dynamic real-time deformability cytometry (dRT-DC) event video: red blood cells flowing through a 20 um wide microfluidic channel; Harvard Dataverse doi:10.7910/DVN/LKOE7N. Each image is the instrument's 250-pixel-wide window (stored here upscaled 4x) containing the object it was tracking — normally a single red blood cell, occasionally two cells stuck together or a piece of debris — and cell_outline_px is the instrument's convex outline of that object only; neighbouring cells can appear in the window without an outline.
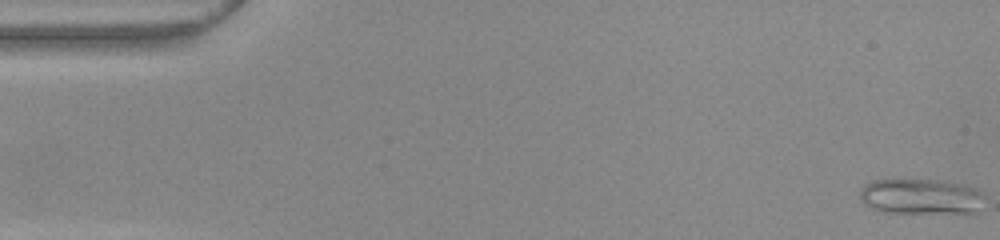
{"species": "common noctule bat (a hibernating species)", "species_latin": "Nyctalus noctula", "temperature_condition": "warm", "stored_images_in_passage": 52, "camera_frame_rate_fps": 3000, "um_per_image_px": 0.085, "animal": {"sex": "female", "body_mass_g": 22.0, "forearm_length_mm": 56.7}, "frame": {"image": 1, "passage_image": 1, "time_ms": 0.0, "image_size_px": [1000, 240], "cell_outline_px": [[984, 196], [976, 212], [884, 212], [872, 208], [864, 204], [860, 200], [860, 188], [864, 184], [872, 180], [940, 180], [960, 184], [976, 188], [984, 192]], "centroid_in_image_um": [78.23, 16.69], "position_along_channel_um": 6.8, "area_um2": 25.55}}
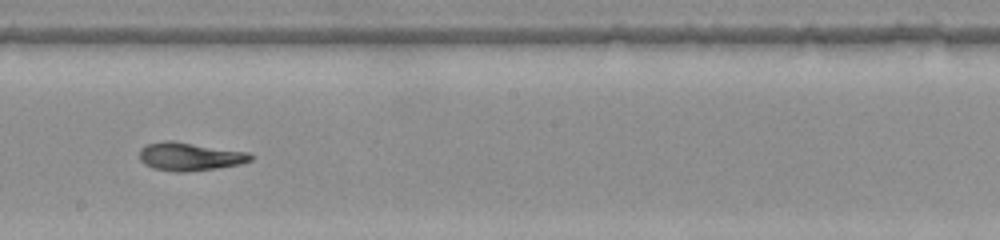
{"frame": {"image": 2, "passage_image": 29, "time_ms": 9.333, "image_size_px": [1000, 240], "cell_outline_px": [[252, 160], [240, 164], [216, 168], [184, 172], [176, 172], [152, 168], [144, 164], [140, 160], [140, 148], [148, 144], [164, 140], [172, 140], [248, 152], [252, 156]], "centroid_in_image_um": [16.1, 13.3], "position_along_channel_um": 232.1, "area_um2": 18.26}}
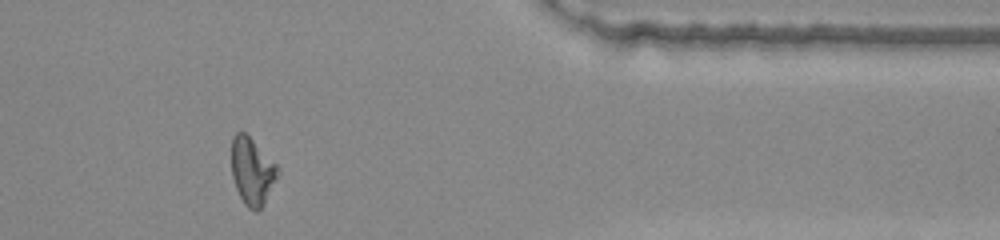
{"frame": {"image": 3, "passage_image": 43, "time_ms": 14.0, "image_size_px": [1000, 240], "cell_outline_px": [[280, 172], [264, 204], [256, 212], [248, 208], [244, 204], [236, 188], [232, 176], [232, 136], [236, 132], [244, 132], [276, 164]], "centroid_in_image_um": [21.43, 14.58], "position_along_channel_um": 390.0, "area_um2": 17.86}, "authors_computed_cell_mechanics": {"area_um2": 18.4093, "velocity_mm_per_s": 3.9209, "shape_relaxation_time_tau1_ms": null, "shape_relaxation_time_tau2_ms": 4.2066, "deformation_change_tau1": null, "deformation_change_tau2": 0.0994}}